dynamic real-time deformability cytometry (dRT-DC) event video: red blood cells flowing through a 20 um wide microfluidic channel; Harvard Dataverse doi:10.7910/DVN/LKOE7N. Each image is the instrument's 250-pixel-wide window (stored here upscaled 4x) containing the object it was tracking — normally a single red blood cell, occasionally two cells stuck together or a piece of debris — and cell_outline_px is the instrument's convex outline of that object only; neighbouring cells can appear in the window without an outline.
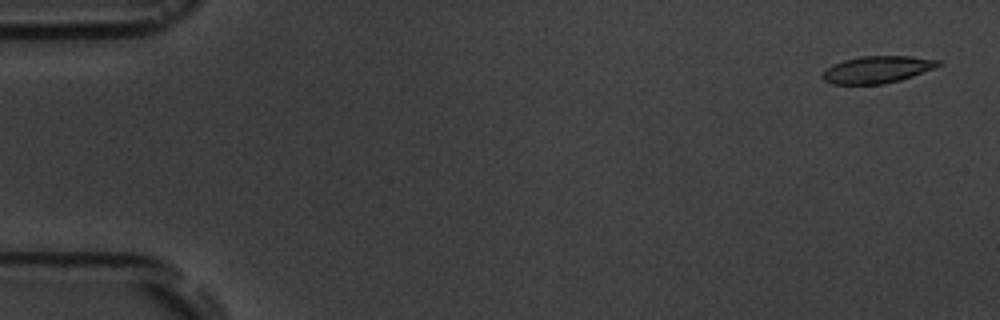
{"species": "common noctule bat (a hibernating species)", "species_latin": "Nyctalus noctula", "temperature_condition": "room temperature", "stored_images_in_passage": 4, "camera_frame_rate_fps": 3000, "um_per_image_px": 0.085, "animal": {"sex": "male", "body_mass_g": 19.5, "forearm_length_mm": 54.6}, "frame": {"image": 1, "passage_image": 1, "time_ms": 0.0, "image_size_px": [1000, 320], "cell_outline_px": [[944, 64], [912, 76], [900, 80], [884, 84], [832, 84], [824, 80], [820, 76], [832, 64], [844, 60], [860, 56], [908, 56], [940, 60]], "centroid_in_image_um": [74.56, 5.91], "position_along_channel_um": 10.4, "area_um2": 18.21}}
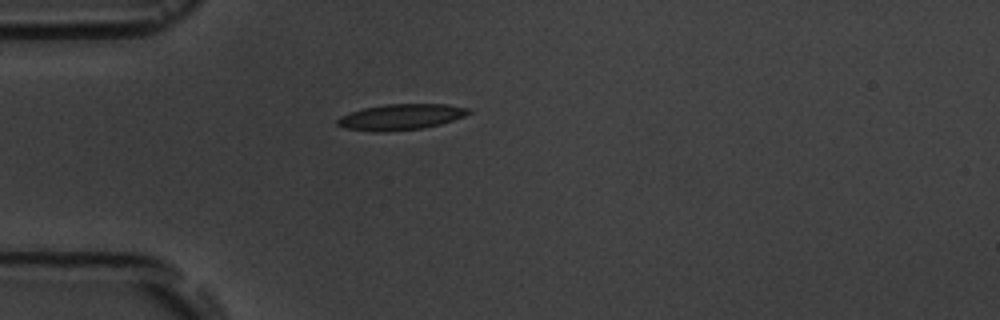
{"frame": {"image": 2, "passage_image": 4, "time_ms": 4.333, "image_size_px": [1000, 320], "cell_outline_px": [[472, 112], [464, 116], [440, 124], [424, 128], [384, 132], [376, 132], [344, 128], [336, 124], [336, 120], [340, 116], [364, 108], [384, 104], [448, 104], [468, 108]], "centroid_in_image_um": [34.06, 9.94], "position_along_channel_um": 50.9, "area_um2": 19.77}}